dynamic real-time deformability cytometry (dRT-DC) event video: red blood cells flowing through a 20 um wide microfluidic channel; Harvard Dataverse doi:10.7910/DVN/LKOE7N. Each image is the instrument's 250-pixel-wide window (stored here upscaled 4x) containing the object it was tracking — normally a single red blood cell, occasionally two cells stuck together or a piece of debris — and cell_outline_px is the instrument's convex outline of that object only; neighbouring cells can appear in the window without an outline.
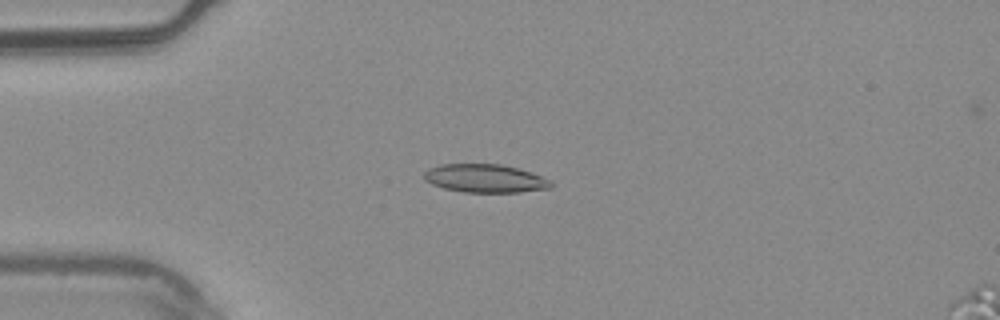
{"species": "common noctule bat (a hibernating species)", "species_latin": "Nyctalus noctula", "temperature_condition": "warm", "stored_images_in_passage": 6, "camera_frame_rate_fps": 3000, "um_per_image_px": 0.085, "animal": {"sex": "male", "body_mass_g": 20.4}, "frame": {"image": 1, "passage_image": 2, "time_ms": 0.333, "image_size_px": [1000, 320], "cell_outline_px": [[552, 188], [520, 192], [464, 192], [444, 188], [432, 184], [424, 180], [424, 172], [428, 168], [440, 164], [500, 164], [532, 172], [552, 180]], "centroid_in_image_um": [41.24, 15.16], "position_along_channel_um": 43.8, "area_um2": 21.04}}
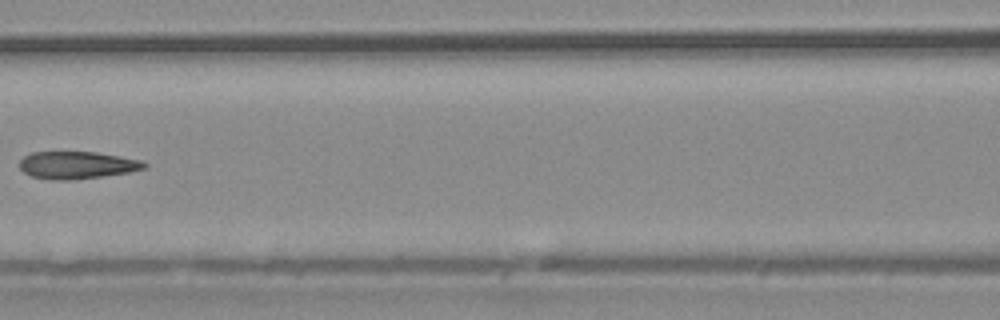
{"frame": {"image": 2, "passage_image": 5, "time_ms": 1.333, "image_size_px": [1000, 320], "cell_outline_px": [[148, 168], [128, 172], [104, 176], [72, 180], [48, 180], [32, 176], [24, 172], [20, 168], [20, 160], [24, 156], [32, 152], [96, 152], [144, 160], [148, 164]], "centroid_in_image_um": [6.59, 14.04], "position_along_channel_um": 160.0, "area_um2": 20.11}}
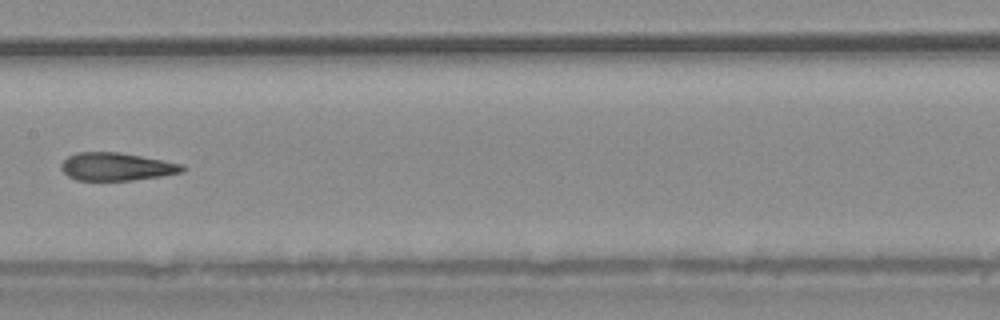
{"frame": {"image": 3, "passage_image": 6, "time_ms": 1.667, "image_size_px": [1000, 320], "cell_outline_px": [[188, 168], [184, 172], [160, 176], [132, 180], [76, 180], [68, 176], [60, 168], [60, 164], [68, 156], [76, 152], [120, 152], [184, 164]], "centroid_in_image_um": [9.92, 14.16], "position_along_channel_um": 197.5, "area_um2": 19.83}}